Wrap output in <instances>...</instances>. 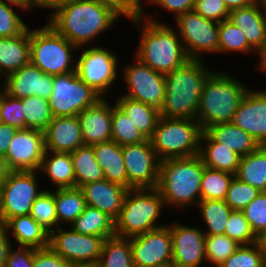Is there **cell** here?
<instances>
[{
	"label": "cell",
	"mask_w": 266,
	"mask_h": 267,
	"mask_svg": "<svg viewBox=\"0 0 266 267\" xmlns=\"http://www.w3.org/2000/svg\"><path fill=\"white\" fill-rule=\"evenodd\" d=\"M46 19L57 33L80 48L100 45L106 33L112 32L123 18L97 0H68Z\"/></svg>",
	"instance_id": "1"
},
{
	"label": "cell",
	"mask_w": 266,
	"mask_h": 267,
	"mask_svg": "<svg viewBox=\"0 0 266 267\" xmlns=\"http://www.w3.org/2000/svg\"><path fill=\"white\" fill-rule=\"evenodd\" d=\"M140 31L133 55L156 72L167 74L190 58L172 24L156 23L144 17L128 20ZM171 25V26H170ZM134 49V50H133Z\"/></svg>",
	"instance_id": "2"
},
{
	"label": "cell",
	"mask_w": 266,
	"mask_h": 267,
	"mask_svg": "<svg viewBox=\"0 0 266 267\" xmlns=\"http://www.w3.org/2000/svg\"><path fill=\"white\" fill-rule=\"evenodd\" d=\"M204 164L199 155L160 161L157 190L169 212L188 214L201 200V179ZM187 212V213H186Z\"/></svg>",
	"instance_id": "3"
},
{
	"label": "cell",
	"mask_w": 266,
	"mask_h": 267,
	"mask_svg": "<svg viewBox=\"0 0 266 267\" xmlns=\"http://www.w3.org/2000/svg\"><path fill=\"white\" fill-rule=\"evenodd\" d=\"M214 69L204 83L196 112V121L203 131L212 125L231 123L238 106L250 88V84L241 81L240 76L232 75L231 71L227 72V68Z\"/></svg>",
	"instance_id": "4"
},
{
	"label": "cell",
	"mask_w": 266,
	"mask_h": 267,
	"mask_svg": "<svg viewBox=\"0 0 266 267\" xmlns=\"http://www.w3.org/2000/svg\"><path fill=\"white\" fill-rule=\"evenodd\" d=\"M213 71L207 60L189 59L182 66L165 74L166 91L160 116L196 120L204 83Z\"/></svg>",
	"instance_id": "5"
},
{
	"label": "cell",
	"mask_w": 266,
	"mask_h": 267,
	"mask_svg": "<svg viewBox=\"0 0 266 267\" xmlns=\"http://www.w3.org/2000/svg\"><path fill=\"white\" fill-rule=\"evenodd\" d=\"M166 210L157 188L129 189L114 220L115 235L130 238L163 227L168 223Z\"/></svg>",
	"instance_id": "6"
},
{
	"label": "cell",
	"mask_w": 266,
	"mask_h": 267,
	"mask_svg": "<svg viewBox=\"0 0 266 267\" xmlns=\"http://www.w3.org/2000/svg\"><path fill=\"white\" fill-rule=\"evenodd\" d=\"M100 45L84 46L77 50V76L102 98H113L120 86L121 58L117 51ZM117 53V54H116ZM117 91V92H116ZM115 94V95H114Z\"/></svg>",
	"instance_id": "7"
},
{
	"label": "cell",
	"mask_w": 266,
	"mask_h": 267,
	"mask_svg": "<svg viewBox=\"0 0 266 267\" xmlns=\"http://www.w3.org/2000/svg\"><path fill=\"white\" fill-rule=\"evenodd\" d=\"M77 50L47 22L35 29L30 26V63L43 73L56 76L75 72Z\"/></svg>",
	"instance_id": "8"
},
{
	"label": "cell",
	"mask_w": 266,
	"mask_h": 267,
	"mask_svg": "<svg viewBox=\"0 0 266 267\" xmlns=\"http://www.w3.org/2000/svg\"><path fill=\"white\" fill-rule=\"evenodd\" d=\"M201 125L188 118L160 117L149 139L160 161L199 155Z\"/></svg>",
	"instance_id": "9"
},
{
	"label": "cell",
	"mask_w": 266,
	"mask_h": 267,
	"mask_svg": "<svg viewBox=\"0 0 266 267\" xmlns=\"http://www.w3.org/2000/svg\"><path fill=\"white\" fill-rule=\"evenodd\" d=\"M131 61L120 65V85L118 93L130 99L147 104L158 113L163 111V100L165 97V74L151 69L132 54ZM128 62V63H127ZM126 86V88L124 87ZM124 91L122 92L121 91Z\"/></svg>",
	"instance_id": "10"
},
{
	"label": "cell",
	"mask_w": 266,
	"mask_h": 267,
	"mask_svg": "<svg viewBox=\"0 0 266 267\" xmlns=\"http://www.w3.org/2000/svg\"><path fill=\"white\" fill-rule=\"evenodd\" d=\"M190 59L206 60L218 54L219 23L206 19L194 10L178 16L173 22ZM207 55V56H205Z\"/></svg>",
	"instance_id": "11"
},
{
	"label": "cell",
	"mask_w": 266,
	"mask_h": 267,
	"mask_svg": "<svg viewBox=\"0 0 266 267\" xmlns=\"http://www.w3.org/2000/svg\"><path fill=\"white\" fill-rule=\"evenodd\" d=\"M44 190L38 171H11L2 188L0 222L30 215L32 204Z\"/></svg>",
	"instance_id": "12"
},
{
	"label": "cell",
	"mask_w": 266,
	"mask_h": 267,
	"mask_svg": "<svg viewBox=\"0 0 266 267\" xmlns=\"http://www.w3.org/2000/svg\"><path fill=\"white\" fill-rule=\"evenodd\" d=\"M101 98L75 71L53 77L52 94L48 101L53 117H67L77 116Z\"/></svg>",
	"instance_id": "13"
},
{
	"label": "cell",
	"mask_w": 266,
	"mask_h": 267,
	"mask_svg": "<svg viewBox=\"0 0 266 267\" xmlns=\"http://www.w3.org/2000/svg\"><path fill=\"white\" fill-rule=\"evenodd\" d=\"M103 237L81 234L70 226L58 227L49 236V246L74 266L95 267L102 252Z\"/></svg>",
	"instance_id": "14"
},
{
	"label": "cell",
	"mask_w": 266,
	"mask_h": 267,
	"mask_svg": "<svg viewBox=\"0 0 266 267\" xmlns=\"http://www.w3.org/2000/svg\"><path fill=\"white\" fill-rule=\"evenodd\" d=\"M169 218V229L172 238V263L177 267H208L205 256V234L196 223ZM176 219V221H175ZM183 222V223H182ZM189 224V225H188ZM193 224V225H192ZM206 265V266H205Z\"/></svg>",
	"instance_id": "15"
},
{
	"label": "cell",
	"mask_w": 266,
	"mask_h": 267,
	"mask_svg": "<svg viewBox=\"0 0 266 267\" xmlns=\"http://www.w3.org/2000/svg\"><path fill=\"white\" fill-rule=\"evenodd\" d=\"M128 189L157 188L160 160L149 139L122 146Z\"/></svg>",
	"instance_id": "16"
},
{
	"label": "cell",
	"mask_w": 266,
	"mask_h": 267,
	"mask_svg": "<svg viewBox=\"0 0 266 267\" xmlns=\"http://www.w3.org/2000/svg\"><path fill=\"white\" fill-rule=\"evenodd\" d=\"M134 267H160L173 259L169 223L143 234L130 237Z\"/></svg>",
	"instance_id": "17"
},
{
	"label": "cell",
	"mask_w": 266,
	"mask_h": 267,
	"mask_svg": "<svg viewBox=\"0 0 266 267\" xmlns=\"http://www.w3.org/2000/svg\"><path fill=\"white\" fill-rule=\"evenodd\" d=\"M45 151L43 131L18 129L4 158L11 171H39Z\"/></svg>",
	"instance_id": "18"
},
{
	"label": "cell",
	"mask_w": 266,
	"mask_h": 267,
	"mask_svg": "<svg viewBox=\"0 0 266 267\" xmlns=\"http://www.w3.org/2000/svg\"><path fill=\"white\" fill-rule=\"evenodd\" d=\"M53 77L29 63L6 75L0 88L6 94L18 99L32 95L49 99L53 89Z\"/></svg>",
	"instance_id": "19"
},
{
	"label": "cell",
	"mask_w": 266,
	"mask_h": 267,
	"mask_svg": "<svg viewBox=\"0 0 266 267\" xmlns=\"http://www.w3.org/2000/svg\"><path fill=\"white\" fill-rule=\"evenodd\" d=\"M262 89V90H261ZM232 123L266 145V88L250 87L238 106Z\"/></svg>",
	"instance_id": "20"
},
{
	"label": "cell",
	"mask_w": 266,
	"mask_h": 267,
	"mask_svg": "<svg viewBox=\"0 0 266 267\" xmlns=\"http://www.w3.org/2000/svg\"><path fill=\"white\" fill-rule=\"evenodd\" d=\"M112 99L101 98L77 115L84 145L92 146L111 140Z\"/></svg>",
	"instance_id": "21"
},
{
	"label": "cell",
	"mask_w": 266,
	"mask_h": 267,
	"mask_svg": "<svg viewBox=\"0 0 266 267\" xmlns=\"http://www.w3.org/2000/svg\"><path fill=\"white\" fill-rule=\"evenodd\" d=\"M228 20L243 32L247 43L259 54L266 44V10L262 1L233 9Z\"/></svg>",
	"instance_id": "22"
},
{
	"label": "cell",
	"mask_w": 266,
	"mask_h": 267,
	"mask_svg": "<svg viewBox=\"0 0 266 267\" xmlns=\"http://www.w3.org/2000/svg\"><path fill=\"white\" fill-rule=\"evenodd\" d=\"M44 132L45 149L57 153H72L84 145L77 116L53 117Z\"/></svg>",
	"instance_id": "23"
},
{
	"label": "cell",
	"mask_w": 266,
	"mask_h": 267,
	"mask_svg": "<svg viewBox=\"0 0 266 267\" xmlns=\"http://www.w3.org/2000/svg\"><path fill=\"white\" fill-rule=\"evenodd\" d=\"M86 205L106 213L113 220L117 218L129 189L105 179L79 187Z\"/></svg>",
	"instance_id": "24"
},
{
	"label": "cell",
	"mask_w": 266,
	"mask_h": 267,
	"mask_svg": "<svg viewBox=\"0 0 266 267\" xmlns=\"http://www.w3.org/2000/svg\"><path fill=\"white\" fill-rule=\"evenodd\" d=\"M38 172L44 183L45 190L76 187L70 153H57L46 150Z\"/></svg>",
	"instance_id": "25"
},
{
	"label": "cell",
	"mask_w": 266,
	"mask_h": 267,
	"mask_svg": "<svg viewBox=\"0 0 266 267\" xmlns=\"http://www.w3.org/2000/svg\"><path fill=\"white\" fill-rule=\"evenodd\" d=\"M4 224L14 246L35 249L49 246L50 234L30 215L12 217Z\"/></svg>",
	"instance_id": "26"
},
{
	"label": "cell",
	"mask_w": 266,
	"mask_h": 267,
	"mask_svg": "<svg viewBox=\"0 0 266 267\" xmlns=\"http://www.w3.org/2000/svg\"><path fill=\"white\" fill-rule=\"evenodd\" d=\"M30 63V26L18 36L0 38V73L6 75Z\"/></svg>",
	"instance_id": "27"
},
{
	"label": "cell",
	"mask_w": 266,
	"mask_h": 267,
	"mask_svg": "<svg viewBox=\"0 0 266 267\" xmlns=\"http://www.w3.org/2000/svg\"><path fill=\"white\" fill-rule=\"evenodd\" d=\"M96 162L104 171V179L128 189L122 146L113 140L93 145Z\"/></svg>",
	"instance_id": "28"
},
{
	"label": "cell",
	"mask_w": 266,
	"mask_h": 267,
	"mask_svg": "<svg viewBox=\"0 0 266 267\" xmlns=\"http://www.w3.org/2000/svg\"><path fill=\"white\" fill-rule=\"evenodd\" d=\"M199 156L204 166L235 175L241 156L216 142L206 131L200 140Z\"/></svg>",
	"instance_id": "29"
},
{
	"label": "cell",
	"mask_w": 266,
	"mask_h": 267,
	"mask_svg": "<svg viewBox=\"0 0 266 267\" xmlns=\"http://www.w3.org/2000/svg\"><path fill=\"white\" fill-rule=\"evenodd\" d=\"M206 132L216 142L223 144L241 157L256 151L261 146L256 139L232 122L212 125Z\"/></svg>",
	"instance_id": "30"
},
{
	"label": "cell",
	"mask_w": 266,
	"mask_h": 267,
	"mask_svg": "<svg viewBox=\"0 0 266 267\" xmlns=\"http://www.w3.org/2000/svg\"><path fill=\"white\" fill-rule=\"evenodd\" d=\"M116 95L113 99L115 100L114 102L123 110L138 131L146 139H150L161 117L160 113L153 110L145 103L124 97L120 95V93Z\"/></svg>",
	"instance_id": "31"
},
{
	"label": "cell",
	"mask_w": 266,
	"mask_h": 267,
	"mask_svg": "<svg viewBox=\"0 0 266 267\" xmlns=\"http://www.w3.org/2000/svg\"><path fill=\"white\" fill-rule=\"evenodd\" d=\"M198 215L195 216L205 235L224 234L227 221L233 211L224 200H200L196 207ZM203 220V221H202ZM203 223V224H202ZM205 225V226H204Z\"/></svg>",
	"instance_id": "32"
},
{
	"label": "cell",
	"mask_w": 266,
	"mask_h": 267,
	"mask_svg": "<svg viewBox=\"0 0 266 267\" xmlns=\"http://www.w3.org/2000/svg\"><path fill=\"white\" fill-rule=\"evenodd\" d=\"M234 176L260 192H266V145H261L256 151L241 157Z\"/></svg>",
	"instance_id": "33"
},
{
	"label": "cell",
	"mask_w": 266,
	"mask_h": 267,
	"mask_svg": "<svg viewBox=\"0 0 266 267\" xmlns=\"http://www.w3.org/2000/svg\"><path fill=\"white\" fill-rule=\"evenodd\" d=\"M70 227L81 234L103 237L104 239L115 235L114 220L106 213L88 205Z\"/></svg>",
	"instance_id": "34"
},
{
	"label": "cell",
	"mask_w": 266,
	"mask_h": 267,
	"mask_svg": "<svg viewBox=\"0 0 266 267\" xmlns=\"http://www.w3.org/2000/svg\"><path fill=\"white\" fill-rule=\"evenodd\" d=\"M70 154L77 188L104 179V171L96 162L93 145H83Z\"/></svg>",
	"instance_id": "35"
},
{
	"label": "cell",
	"mask_w": 266,
	"mask_h": 267,
	"mask_svg": "<svg viewBox=\"0 0 266 267\" xmlns=\"http://www.w3.org/2000/svg\"><path fill=\"white\" fill-rule=\"evenodd\" d=\"M54 198L60 227L70 226L86 207L82 191L77 187L55 189Z\"/></svg>",
	"instance_id": "36"
},
{
	"label": "cell",
	"mask_w": 266,
	"mask_h": 267,
	"mask_svg": "<svg viewBox=\"0 0 266 267\" xmlns=\"http://www.w3.org/2000/svg\"><path fill=\"white\" fill-rule=\"evenodd\" d=\"M219 33V45H218V54L227 56L234 53L238 56H245L248 58L251 54L255 55L256 59L258 58V53L247 43L246 38L239 29L231 21L223 20L219 23L218 26ZM257 55V56H256Z\"/></svg>",
	"instance_id": "37"
},
{
	"label": "cell",
	"mask_w": 266,
	"mask_h": 267,
	"mask_svg": "<svg viewBox=\"0 0 266 267\" xmlns=\"http://www.w3.org/2000/svg\"><path fill=\"white\" fill-rule=\"evenodd\" d=\"M95 267H134L130 238L116 235L106 238Z\"/></svg>",
	"instance_id": "38"
},
{
	"label": "cell",
	"mask_w": 266,
	"mask_h": 267,
	"mask_svg": "<svg viewBox=\"0 0 266 267\" xmlns=\"http://www.w3.org/2000/svg\"><path fill=\"white\" fill-rule=\"evenodd\" d=\"M22 111L25 129L44 131L53 119L48 99L39 96L32 95L22 99Z\"/></svg>",
	"instance_id": "39"
},
{
	"label": "cell",
	"mask_w": 266,
	"mask_h": 267,
	"mask_svg": "<svg viewBox=\"0 0 266 267\" xmlns=\"http://www.w3.org/2000/svg\"><path fill=\"white\" fill-rule=\"evenodd\" d=\"M111 140L120 146L137 144L147 140L114 100H112Z\"/></svg>",
	"instance_id": "40"
},
{
	"label": "cell",
	"mask_w": 266,
	"mask_h": 267,
	"mask_svg": "<svg viewBox=\"0 0 266 267\" xmlns=\"http://www.w3.org/2000/svg\"><path fill=\"white\" fill-rule=\"evenodd\" d=\"M233 177V174L205 166L200 186L201 200H225Z\"/></svg>",
	"instance_id": "41"
},
{
	"label": "cell",
	"mask_w": 266,
	"mask_h": 267,
	"mask_svg": "<svg viewBox=\"0 0 266 267\" xmlns=\"http://www.w3.org/2000/svg\"><path fill=\"white\" fill-rule=\"evenodd\" d=\"M195 1L196 0H146L144 2V6L145 7L148 6L147 7L148 9L147 8L144 9L145 11L142 17L151 22L168 23L167 21L165 22L164 19L163 21H161L160 16H164V13L166 14V12L168 14H170L169 12H171L170 17H172L173 18L172 20L174 21L178 16L182 15L183 13L192 11L195 7ZM151 6L153 8L155 6L156 9H152ZM149 8H151L152 10L151 9L149 10ZM159 9L160 13H158Z\"/></svg>",
	"instance_id": "42"
},
{
	"label": "cell",
	"mask_w": 266,
	"mask_h": 267,
	"mask_svg": "<svg viewBox=\"0 0 266 267\" xmlns=\"http://www.w3.org/2000/svg\"><path fill=\"white\" fill-rule=\"evenodd\" d=\"M30 216L33 217L49 234L58 227L54 190H44L34 201Z\"/></svg>",
	"instance_id": "43"
},
{
	"label": "cell",
	"mask_w": 266,
	"mask_h": 267,
	"mask_svg": "<svg viewBox=\"0 0 266 267\" xmlns=\"http://www.w3.org/2000/svg\"><path fill=\"white\" fill-rule=\"evenodd\" d=\"M240 244L225 234L205 235V256L208 267H218L226 261Z\"/></svg>",
	"instance_id": "44"
},
{
	"label": "cell",
	"mask_w": 266,
	"mask_h": 267,
	"mask_svg": "<svg viewBox=\"0 0 266 267\" xmlns=\"http://www.w3.org/2000/svg\"><path fill=\"white\" fill-rule=\"evenodd\" d=\"M19 12H16L17 10ZM22 9L0 1V38L18 36L29 26L19 16Z\"/></svg>",
	"instance_id": "45"
},
{
	"label": "cell",
	"mask_w": 266,
	"mask_h": 267,
	"mask_svg": "<svg viewBox=\"0 0 266 267\" xmlns=\"http://www.w3.org/2000/svg\"><path fill=\"white\" fill-rule=\"evenodd\" d=\"M224 234L240 245L256 243V236L252 232L248 220L239 210L231 212Z\"/></svg>",
	"instance_id": "46"
},
{
	"label": "cell",
	"mask_w": 266,
	"mask_h": 267,
	"mask_svg": "<svg viewBox=\"0 0 266 267\" xmlns=\"http://www.w3.org/2000/svg\"><path fill=\"white\" fill-rule=\"evenodd\" d=\"M259 193L258 189L234 176L229 184L224 201L232 210L242 211Z\"/></svg>",
	"instance_id": "47"
},
{
	"label": "cell",
	"mask_w": 266,
	"mask_h": 267,
	"mask_svg": "<svg viewBox=\"0 0 266 267\" xmlns=\"http://www.w3.org/2000/svg\"><path fill=\"white\" fill-rule=\"evenodd\" d=\"M0 116L1 122L18 129H25L22 111V99L6 94L0 88Z\"/></svg>",
	"instance_id": "48"
},
{
	"label": "cell",
	"mask_w": 266,
	"mask_h": 267,
	"mask_svg": "<svg viewBox=\"0 0 266 267\" xmlns=\"http://www.w3.org/2000/svg\"><path fill=\"white\" fill-rule=\"evenodd\" d=\"M265 261L256 243L240 247L218 267H263Z\"/></svg>",
	"instance_id": "49"
},
{
	"label": "cell",
	"mask_w": 266,
	"mask_h": 267,
	"mask_svg": "<svg viewBox=\"0 0 266 267\" xmlns=\"http://www.w3.org/2000/svg\"><path fill=\"white\" fill-rule=\"evenodd\" d=\"M252 232L257 237L266 230V192H260L243 210Z\"/></svg>",
	"instance_id": "50"
},
{
	"label": "cell",
	"mask_w": 266,
	"mask_h": 267,
	"mask_svg": "<svg viewBox=\"0 0 266 267\" xmlns=\"http://www.w3.org/2000/svg\"><path fill=\"white\" fill-rule=\"evenodd\" d=\"M193 10L204 18L217 23L227 20L230 12L223 0H196Z\"/></svg>",
	"instance_id": "51"
},
{
	"label": "cell",
	"mask_w": 266,
	"mask_h": 267,
	"mask_svg": "<svg viewBox=\"0 0 266 267\" xmlns=\"http://www.w3.org/2000/svg\"><path fill=\"white\" fill-rule=\"evenodd\" d=\"M112 8L123 20L137 19L144 14V2L142 0H97Z\"/></svg>",
	"instance_id": "52"
},
{
	"label": "cell",
	"mask_w": 266,
	"mask_h": 267,
	"mask_svg": "<svg viewBox=\"0 0 266 267\" xmlns=\"http://www.w3.org/2000/svg\"><path fill=\"white\" fill-rule=\"evenodd\" d=\"M34 248L14 246L10 248L5 267H33Z\"/></svg>",
	"instance_id": "53"
},
{
	"label": "cell",
	"mask_w": 266,
	"mask_h": 267,
	"mask_svg": "<svg viewBox=\"0 0 266 267\" xmlns=\"http://www.w3.org/2000/svg\"><path fill=\"white\" fill-rule=\"evenodd\" d=\"M59 254H57L50 246L40 249L34 248V264L33 267H69Z\"/></svg>",
	"instance_id": "54"
},
{
	"label": "cell",
	"mask_w": 266,
	"mask_h": 267,
	"mask_svg": "<svg viewBox=\"0 0 266 267\" xmlns=\"http://www.w3.org/2000/svg\"><path fill=\"white\" fill-rule=\"evenodd\" d=\"M12 245L5 224L0 222V267H5L7 255Z\"/></svg>",
	"instance_id": "55"
},
{
	"label": "cell",
	"mask_w": 266,
	"mask_h": 267,
	"mask_svg": "<svg viewBox=\"0 0 266 267\" xmlns=\"http://www.w3.org/2000/svg\"><path fill=\"white\" fill-rule=\"evenodd\" d=\"M17 129L13 126L0 123V155L5 156L9 144L16 133Z\"/></svg>",
	"instance_id": "56"
},
{
	"label": "cell",
	"mask_w": 266,
	"mask_h": 267,
	"mask_svg": "<svg viewBox=\"0 0 266 267\" xmlns=\"http://www.w3.org/2000/svg\"><path fill=\"white\" fill-rule=\"evenodd\" d=\"M68 0H34V11H46L47 9L52 12L54 9H56L58 6L64 4ZM45 9V10H44Z\"/></svg>",
	"instance_id": "57"
},
{
	"label": "cell",
	"mask_w": 266,
	"mask_h": 267,
	"mask_svg": "<svg viewBox=\"0 0 266 267\" xmlns=\"http://www.w3.org/2000/svg\"><path fill=\"white\" fill-rule=\"evenodd\" d=\"M4 3L16 6L20 9H22L25 12L31 13L34 12V0H0Z\"/></svg>",
	"instance_id": "58"
},
{
	"label": "cell",
	"mask_w": 266,
	"mask_h": 267,
	"mask_svg": "<svg viewBox=\"0 0 266 267\" xmlns=\"http://www.w3.org/2000/svg\"><path fill=\"white\" fill-rule=\"evenodd\" d=\"M255 61L257 62L255 63L254 67L255 70L258 71V72L255 71V73L257 74L263 73V75H266V44L264 48L259 52L258 58Z\"/></svg>",
	"instance_id": "59"
},
{
	"label": "cell",
	"mask_w": 266,
	"mask_h": 267,
	"mask_svg": "<svg viewBox=\"0 0 266 267\" xmlns=\"http://www.w3.org/2000/svg\"><path fill=\"white\" fill-rule=\"evenodd\" d=\"M229 11L249 6L256 0H223Z\"/></svg>",
	"instance_id": "60"
},
{
	"label": "cell",
	"mask_w": 266,
	"mask_h": 267,
	"mask_svg": "<svg viewBox=\"0 0 266 267\" xmlns=\"http://www.w3.org/2000/svg\"><path fill=\"white\" fill-rule=\"evenodd\" d=\"M256 244L258 245L264 261L266 262V230L256 237Z\"/></svg>",
	"instance_id": "61"
},
{
	"label": "cell",
	"mask_w": 266,
	"mask_h": 267,
	"mask_svg": "<svg viewBox=\"0 0 266 267\" xmlns=\"http://www.w3.org/2000/svg\"><path fill=\"white\" fill-rule=\"evenodd\" d=\"M11 170L7 164L6 159L4 158V156L0 155V179L5 180L9 174H10Z\"/></svg>",
	"instance_id": "62"
},
{
	"label": "cell",
	"mask_w": 266,
	"mask_h": 267,
	"mask_svg": "<svg viewBox=\"0 0 266 267\" xmlns=\"http://www.w3.org/2000/svg\"><path fill=\"white\" fill-rule=\"evenodd\" d=\"M4 180L0 179V203L2 200V188H3Z\"/></svg>",
	"instance_id": "63"
},
{
	"label": "cell",
	"mask_w": 266,
	"mask_h": 267,
	"mask_svg": "<svg viewBox=\"0 0 266 267\" xmlns=\"http://www.w3.org/2000/svg\"><path fill=\"white\" fill-rule=\"evenodd\" d=\"M3 80H4V76L0 73V87H1V85L3 83Z\"/></svg>",
	"instance_id": "64"
},
{
	"label": "cell",
	"mask_w": 266,
	"mask_h": 267,
	"mask_svg": "<svg viewBox=\"0 0 266 267\" xmlns=\"http://www.w3.org/2000/svg\"><path fill=\"white\" fill-rule=\"evenodd\" d=\"M160 267H177L176 265H174L173 263L169 264V265H165V266H160Z\"/></svg>",
	"instance_id": "65"
},
{
	"label": "cell",
	"mask_w": 266,
	"mask_h": 267,
	"mask_svg": "<svg viewBox=\"0 0 266 267\" xmlns=\"http://www.w3.org/2000/svg\"><path fill=\"white\" fill-rule=\"evenodd\" d=\"M262 2L264 4L265 10H266V0H262Z\"/></svg>",
	"instance_id": "66"
},
{
	"label": "cell",
	"mask_w": 266,
	"mask_h": 267,
	"mask_svg": "<svg viewBox=\"0 0 266 267\" xmlns=\"http://www.w3.org/2000/svg\"><path fill=\"white\" fill-rule=\"evenodd\" d=\"M69 267H85V266H74V265H70Z\"/></svg>",
	"instance_id": "67"
}]
</instances>
